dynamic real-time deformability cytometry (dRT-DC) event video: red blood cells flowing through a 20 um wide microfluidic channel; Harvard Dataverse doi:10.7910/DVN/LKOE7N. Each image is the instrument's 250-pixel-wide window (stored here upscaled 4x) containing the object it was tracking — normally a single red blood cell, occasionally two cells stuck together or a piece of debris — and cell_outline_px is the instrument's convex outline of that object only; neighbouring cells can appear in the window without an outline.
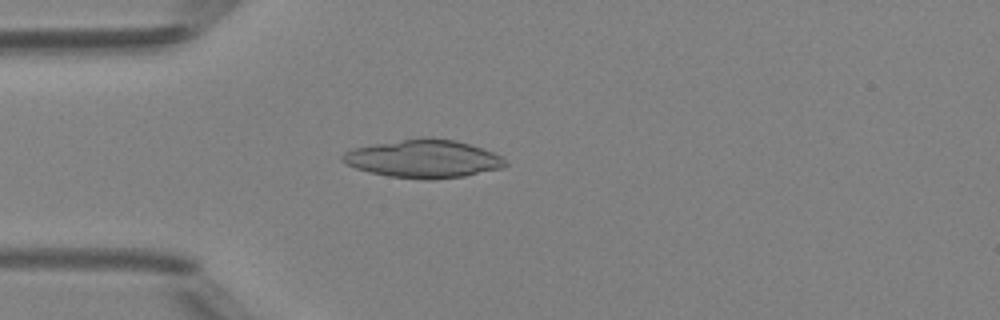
{"species": "Egyptian fruit bat (a non-hibernating species)", "species_latin": "Rousettus aegyptiacus", "temperature_condition": "room temperature", "stored_images_in_passage": 49, "camera_frame_rate_fps": 3000, "um_per_image_px": 0.085, "animal": {"sex": "female"}, "frame": {"image": 1, "passage_image": 14, "time_ms": 4.333, "image_size_px": [1000, 320], "cell_outline_px": [[508, 164], [504, 168], [464, 176], [432, 180], [424, 180], [388, 176], [368, 172], [356, 168], [340, 160], [340, 156], [344, 152], [352, 148], [376, 144], [428, 136], [432, 136], [456, 140], [492, 152], [500, 156]], "centroid_in_image_um": [35.99, 13.5], "position_along_channel_um": 49.0, "area_um2": 36.18}}
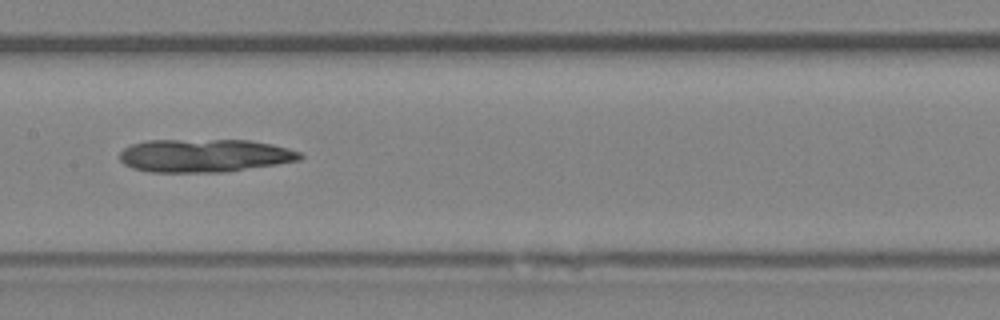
{"frame": {"image": 2, "passage_image": 25, "time_ms": 8.0, "image_size_px": [1000, 320], "cell_outline_px": [[304, 156], [300, 160], [276, 164], [224, 172], [152, 172], [132, 168], [124, 164], [120, 160], [120, 152], [124, 148], [132, 144], [148, 140], [248, 140], [272, 144], [288, 148], [300, 152]], "centroid_in_image_um": [17.37, 13.22], "position_along_channel_um": 190.0, "area_um2": 34.8}}
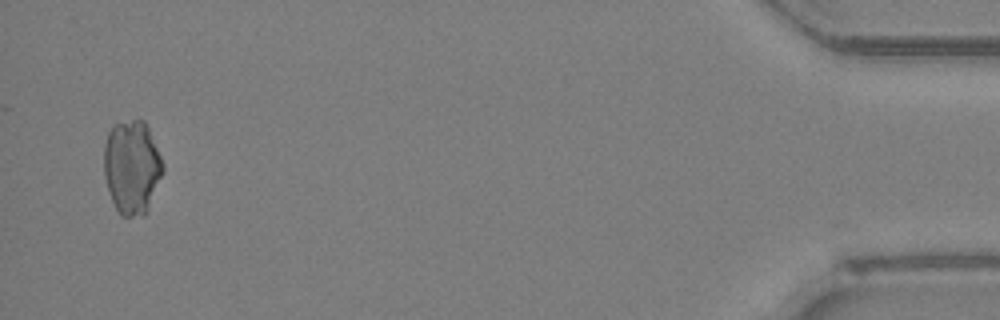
{"frame": {"image": 3, "passage_image": 48, "time_ms": 15.667, "image_size_px": [1000, 320], "cell_outline_px": [[164, 172], [144, 216], [120, 216], [112, 200], [104, 176], [104, 144], [108, 132], [116, 124], [132, 120], [144, 120], [148, 128], [164, 164]], "centroid_in_image_um": [11.21, 14.22], "position_along_channel_um": 424.0, "area_um2": 32.02}}